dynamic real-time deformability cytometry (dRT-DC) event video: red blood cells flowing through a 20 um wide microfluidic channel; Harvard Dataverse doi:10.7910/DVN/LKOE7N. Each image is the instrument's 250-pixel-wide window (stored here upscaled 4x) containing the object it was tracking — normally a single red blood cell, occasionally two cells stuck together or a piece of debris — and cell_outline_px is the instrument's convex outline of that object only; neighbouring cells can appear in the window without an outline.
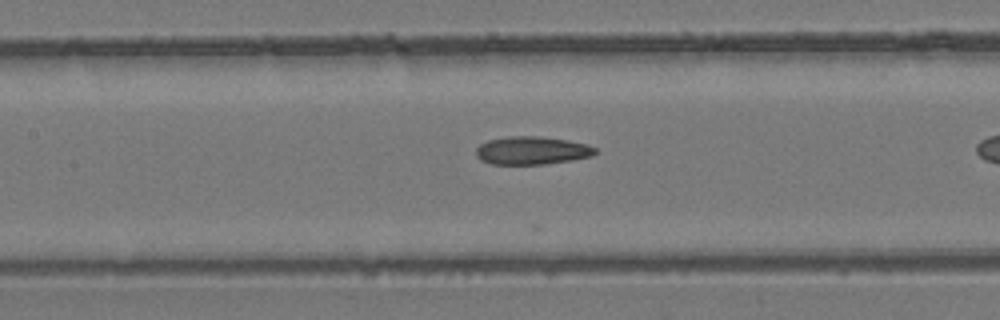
{"species": "common noctule bat (a hibernating species)", "species_latin": "Nyctalus noctula", "temperature_condition": "room temperature", "stored_images_in_passage": 12, "camera_frame_rate_fps": 3000, "um_per_image_px": 0.085, "animal": {"sex": "female", "body_mass_g": 24.6, "forearm_length_mm": 56.2}, "frame": {"image": 1, "passage_image": 5, "time_ms": 1.333, "image_size_px": [1000, 320], "cell_outline_px": [[596, 152], [592, 156], [572, 160], [544, 164], [492, 164], [480, 160], [476, 156], [476, 148], [480, 144], [488, 140], [512, 136], [536, 136], [564, 140], [588, 144], [596, 148]], "centroid_in_image_um": [45.19, 12.8], "position_along_channel_um": 162.2, "area_um2": 19.36}}
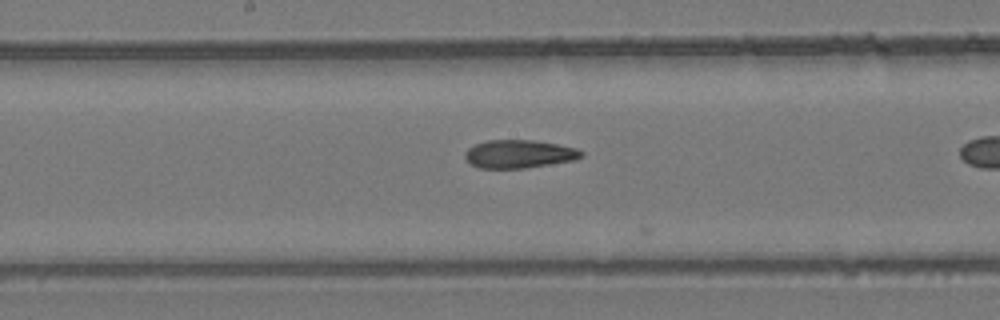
{"frame": {"image": 2, "passage_image": 8, "time_ms": 2.333, "image_size_px": [1000, 320], "cell_outline_px": [[584, 156], [576, 160], [524, 168], [480, 168], [472, 164], [464, 156], [464, 152], [468, 148], [476, 144], [488, 140], [532, 140], [556, 144], [576, 148], [584, 152]], "centroid_in_image_um": [44.15, 13.09], "position_along_channel_um": 204.1, "area_um2": 19.02}}
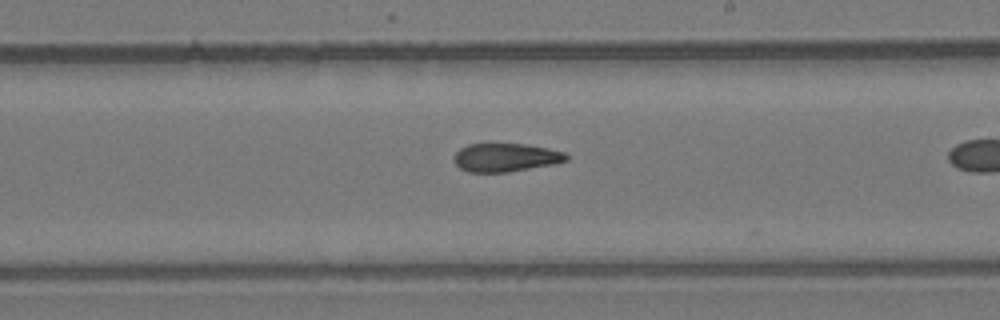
{"frame": {"image": 3, "passage_image": 11, "time_ms": 3.333, "image_size_px": [1000, 320], "cell_outline_px": [[568, 160], [556, 164], [508, 172], [468, 172], [460, 168], [456, 164], [456, 152], [460, 148], [468, 144], [524, 144], [548, 148], [564, 152], [568, 156]], "centroid_in_image_um": [43.02, 13.39], "position_along_channel_um": 246.0, "area_um2": 18.5}}